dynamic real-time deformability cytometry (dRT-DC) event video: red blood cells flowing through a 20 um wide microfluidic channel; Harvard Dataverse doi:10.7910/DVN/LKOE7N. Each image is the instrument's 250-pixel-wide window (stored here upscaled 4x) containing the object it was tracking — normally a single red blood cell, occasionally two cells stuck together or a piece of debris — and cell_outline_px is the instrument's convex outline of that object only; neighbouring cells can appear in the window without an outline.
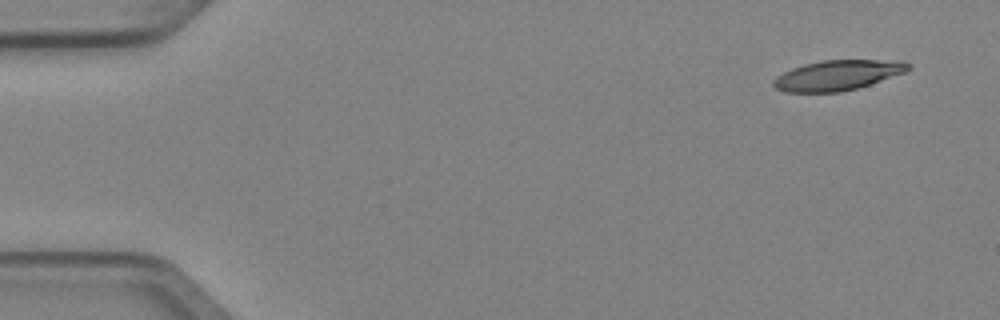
{"species": "Egyptian fruit bat (a non-hibernating species)", "species_latin": "Rousettus aegyptiacus", "temperature_condition": "cold", "stored_images_in_passage": 4, "camera_frame_rate_fps": 3000, "um_per_image_px": 0.085, "animal": {"sex": "female"}, "frame": {"image": 1, "passage_image": 1, "time_ms": 0.0, "image_size_px": [1000, 320], "cell_outline_px": [[912, 68], [904, 72], [856, 88], [840, 92], [784, 92], [776, 88], [772, 84], [772, 80], [776, 76], [792, 68], [804, 64], [820, 60], [904, 60], [912, 64]], "centroid_in_image_um": [71.18, 6.38], "position_along_channel_um": 13.8, "area_um2": 23.64}}
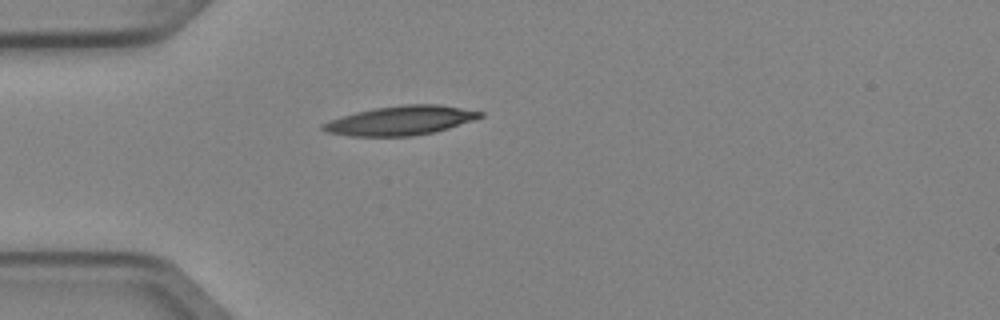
{"frame": {"image": 2, "passage_image": 4, "time_ms": 1.0, "image_size_px": [1000, 320], "cell_outline_px": [[484, 116], [436, 132], [412, 136], [352, 136], [328, 132], [320, 128], [320, 124], [328, 120], [356, 112], [376, 108], [404, 104], [436, 104], [484, 112]], "centroid_in_image_um": [34.03, 10.24], "position_along_channel_um": 51.0, "area_um2": 26.59}}